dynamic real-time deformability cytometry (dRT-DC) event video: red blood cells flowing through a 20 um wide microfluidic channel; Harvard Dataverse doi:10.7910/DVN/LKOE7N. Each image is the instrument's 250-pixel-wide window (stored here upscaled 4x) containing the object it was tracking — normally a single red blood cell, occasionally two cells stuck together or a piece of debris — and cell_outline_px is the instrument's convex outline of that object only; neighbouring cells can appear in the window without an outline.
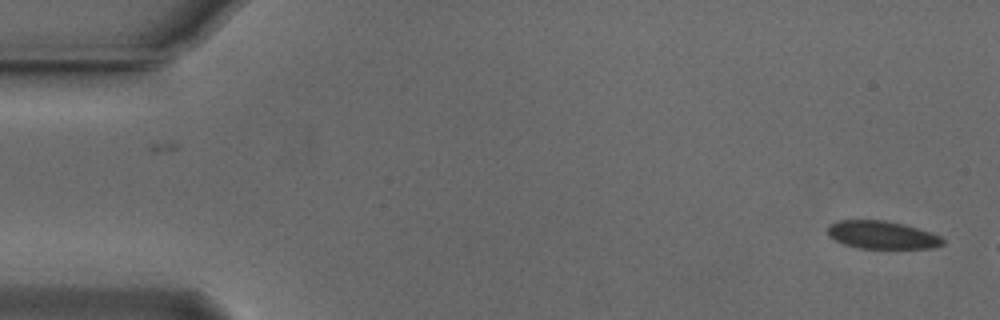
{"species": "Egyptian fruit bat (a non-hibernating species)", "species_latin": "Rousettus aegyptiacus", "temperature_condition": "cold", "stored_images_in_passage": 16, "camera_frame_rate_fps": 3000, "um_per_image_px": 0.085, "animal": {"sex": "male"}, "frame": {"image": 1, "passage_image": 1, "time_ms": 0.0, "image_size_px": [1000, 320], "cell_outline_px": [[944, 244], [932, 248], [860, 248], [844, 244], [828, 236], [828, 224], [836, 220], [884, 220], [904, 224], [940, 236], [944, 240]], "centroid_in_image_um": [74.93, 19.96], "position_along_channel_um": 10.1, "area_um2": 18.61}}
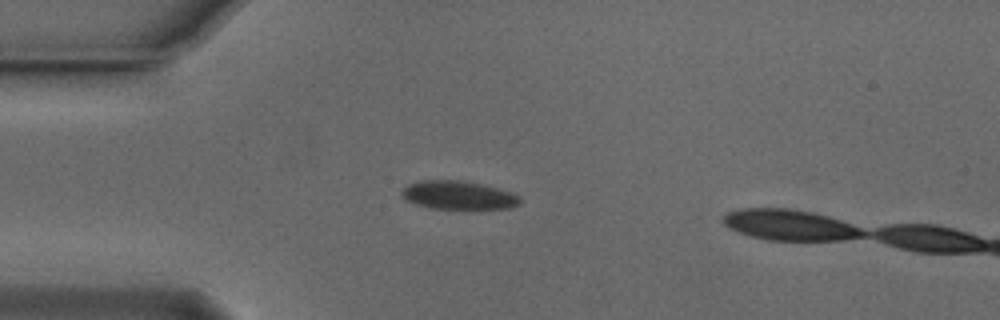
{"frame": {"image": 2, "passage_image": 13, "time_ms": 4.0, "image_size_px": [1000, 320], "cell_outline_px": [[520, 204], [512, 208], [472, 212], [432, 208], [416, 204], [404, 200], [400, 196], [400, 192], [408, 184], [420, 180], [460, 180], [480, 184], [512, 192], [520, 196]], "centroid_in_image_um": [38.99, 16.65], "position_along_channel_um": 46.0, "area_um2": 20.69}}